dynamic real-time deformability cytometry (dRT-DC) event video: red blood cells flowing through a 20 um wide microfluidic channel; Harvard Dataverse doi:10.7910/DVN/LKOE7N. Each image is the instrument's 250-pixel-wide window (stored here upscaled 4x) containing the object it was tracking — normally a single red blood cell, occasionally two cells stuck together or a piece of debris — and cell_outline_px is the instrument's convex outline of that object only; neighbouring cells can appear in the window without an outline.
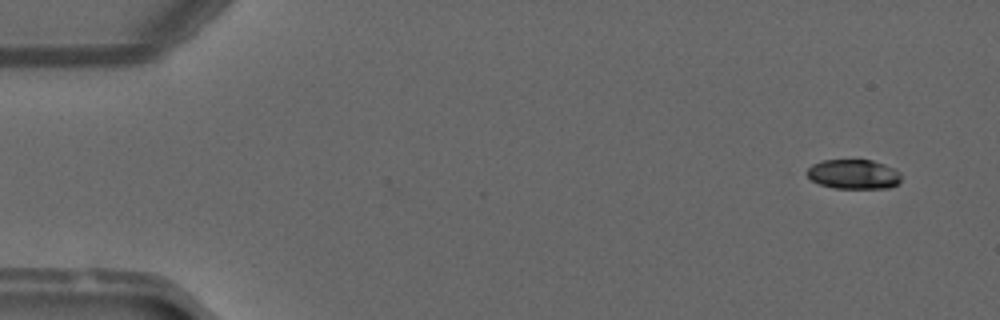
{"species": "common noctule bat (a hibernating species)", "species_latin": "Nyctalus noctula", "temperature_condition": "warm", "stored_images_in_passage": 49, "segment_of_instrument_passage": [1, 2], "camera_frame_rate_fps": 3000, "um_per_image_px": 0.085, "animal": {"sex": "male", "forearm_length_mm": 52.5}, "frame": {"image": 1, "passage_image": 1, "time_ms": 0.0, "image_size_px": [1000, 320], "cell_outline_px": [[900, 180], [896, 184], [888, 188], [832, 188], [820, 184], [812, 180], [800, 172], [812, 164], [824, 160], [872, 160], [884, 164], [900, 172]], "centroid_in_image_um": [72.46, 14.8], "position_along_channel_um": 12.5, "area_um2": 16.42}}
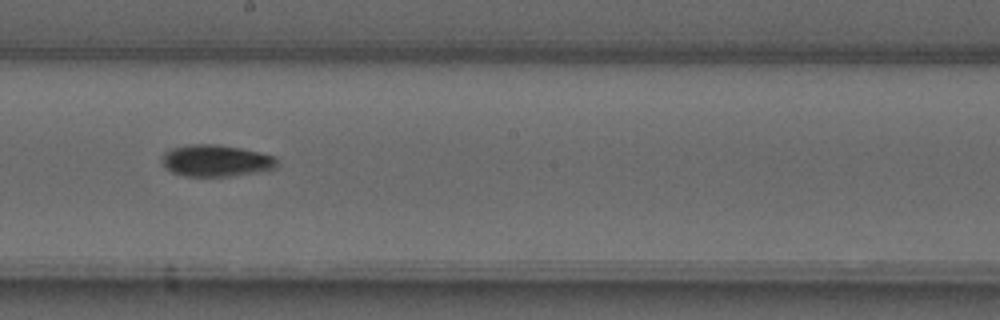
{"frame": {"image": 2, "passage_image": 26, "time_ms": 8.333, "image_size_px": [1000, 320], "cell_outline_px": [[276, 168], [228, 176], [184, 176], [172, 172], [164, 168], [160, 160], [164, 152], [172, 148], [188, 144], [216, 144], [240, 148], [276, 156]], "centroid_in_image_um": [18.28, 13.65], "position_along_channel_um": 229.9, "area_um2": 21.21}}
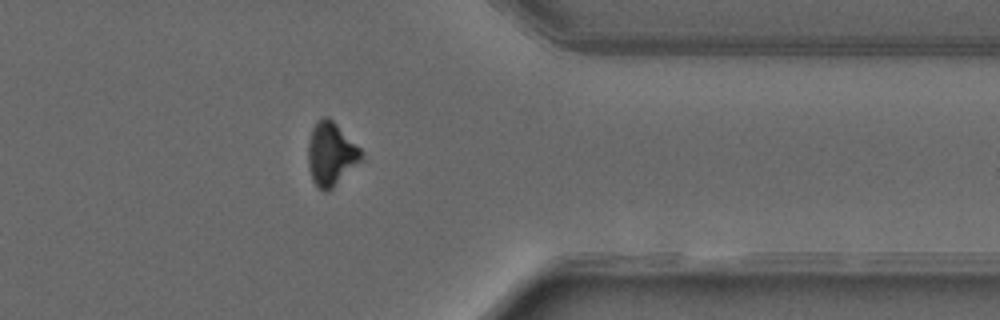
{"frame": {"image": 3, "passage_image": 38, "time_ms": 12.333, "image_size_px": [1000, 320], "cell_outline_px": [[364, 156], [328, 192], [324, 192], [312, 180], [308, 168], [308, 144], [312, 128], [316, 120], [324, 116], [328, 116], [364, 152]], "centroid_in_image_um": [28.11, 13.07], "position_along_channel_um": 383.3, "area_um2": 19.42}}